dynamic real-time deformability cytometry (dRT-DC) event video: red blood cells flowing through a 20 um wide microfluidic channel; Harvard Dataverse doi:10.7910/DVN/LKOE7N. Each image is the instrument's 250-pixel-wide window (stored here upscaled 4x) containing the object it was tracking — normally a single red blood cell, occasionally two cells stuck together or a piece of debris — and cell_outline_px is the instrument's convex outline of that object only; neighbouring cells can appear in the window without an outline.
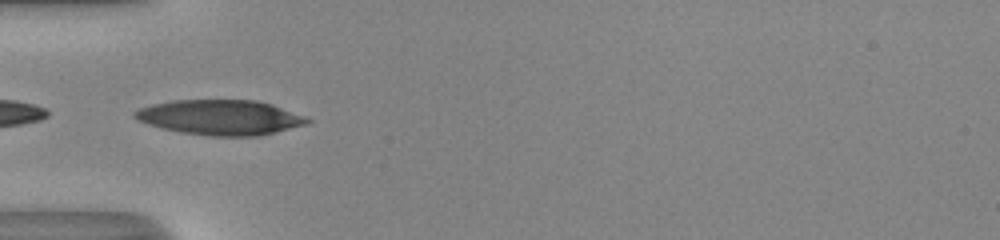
{"species": "human", "species_latin": "Homo sapiens", "temperature_condition": "room temperature", "stored_images_in_passage": 35, "camera_frame_rate_fps": 3000, "um_per_image_px": 0.085, "donor": {"sex": "male"}, "frame": {"image": 1, "passage_image": 1, "time_ms": 0.0, "image_size_px": [1000, 240], "cell_outline_px": [[312, 120], [304, 124], [272, 132], [252, 136], [216, 136], [184, 132], [164, 128], [140, 120], [136, 116], [136, 112], [140, 108], [156, 104], [176, 100], [252, 100], [268, 104], [280, 108]], "centroid_in_image_um": [18.72, 9.97], "position_along_channel_um": 66.3, "area_um2": 33.64}}
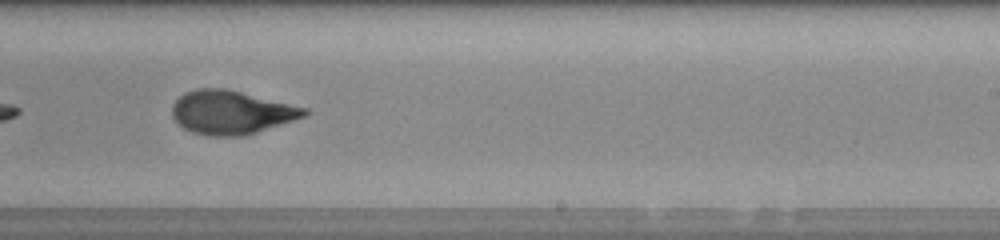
{"frame": {"image": 2, "passage_image": 16, "time_ms": 5.0, "image_size_px": [1000, 240], "cell_outline_px": [[308, 112], [304, 116], [240, 136], [212, 136], [196, 132], [184, 128], [172, 116], [172, 104], [184, 92], [200, 88], [220, 88], [240, 92], [308, 108]], "centroid_in_image_um": [19.61, 9.53], "position_along_channel_um": 269.4, "area_um2": 32.66}, "authors_computed_cell_mechanics": {"area_um2": 32.3102, "velocity_mm_per_s": 4.0936, "shape_relaxation_time_tau1_ms": null, "shape_relaxation_time_tau2_ms": 1.216, "deformation_change_tau1": null, "deformation_change_tau2": 0.0821}}